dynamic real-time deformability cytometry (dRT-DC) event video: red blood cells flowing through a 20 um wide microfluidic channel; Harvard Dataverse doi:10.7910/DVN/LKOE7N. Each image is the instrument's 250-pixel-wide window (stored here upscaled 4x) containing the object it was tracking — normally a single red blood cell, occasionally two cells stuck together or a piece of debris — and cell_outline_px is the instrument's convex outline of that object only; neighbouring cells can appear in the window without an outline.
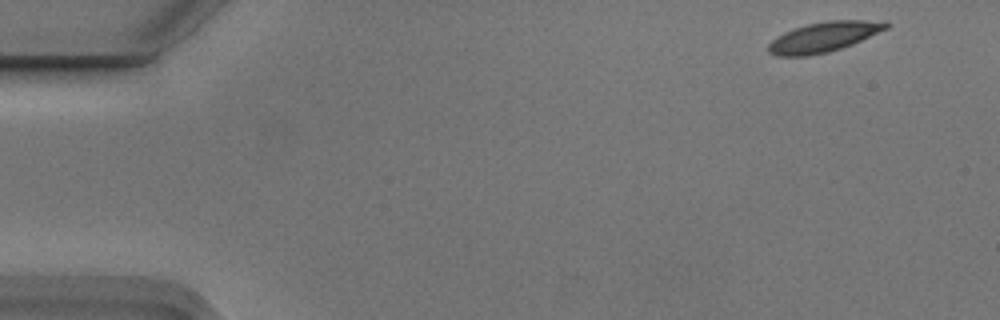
{"species": "Egyptian fruit bat (a non-hibernating species)", "species_latin": "Rousettus aegyptiacus", "temperature_condition": "cold", "stored_images_in_passage": 3, "camera_frame_rate_fps": 3000, "um_per_image_px": 0.085, "animal": {"sex": "male"}, "frame": {"image": 1, "passage_image": 1, "time_ms": 0.0, "image_size_px": [1000, 320], "cell_outline_px": [[888, 28], [852, 44], [828, 52], [808, 56], [776, 56], [768, 52], [768, 44], [776, 36], [784, 32], [808, 24], [828, 20], [888, 20]], "centroid_in_image_um": [70.02, 3.14], "position_along_channel_um": 15.0, "area_um2": 20.58}}